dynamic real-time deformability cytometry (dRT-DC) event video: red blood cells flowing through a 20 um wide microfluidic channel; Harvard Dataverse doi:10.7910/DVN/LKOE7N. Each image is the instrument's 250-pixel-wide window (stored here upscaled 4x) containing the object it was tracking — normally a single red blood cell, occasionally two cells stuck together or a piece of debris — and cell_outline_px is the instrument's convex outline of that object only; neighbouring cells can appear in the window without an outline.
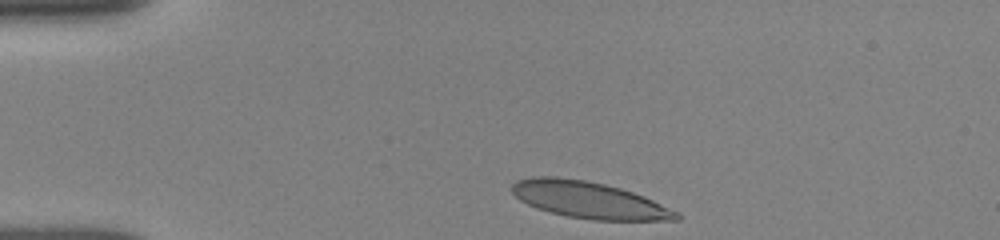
{"species": "human", "species_latin": "Homo sapiens", "temperature_condition": "room temperature", "stored_images_in_passage": 11, "camera_frame_rate_fps": 3000, "um_per_image_px": 0.085, "donor": {"sex": "female"}, "frame": {"image": 1, "passage_image": 1, "time_ms": 0.0, "image_size_px": [1000, 240], "cell_outline_px": [[680, 220], [592, 220], [568, 216], [536, 208], [520, 200], [512, 192], [512, 184], [516, 180], [532, 176], [556, 176], [584, 180], [604, 184], [620, 188], [644, 196], [680, 212]], "centroid_in_image_um": [50.07, 16.99], "position_along_channel_um": 34.9, "area_um2": 35.08}}
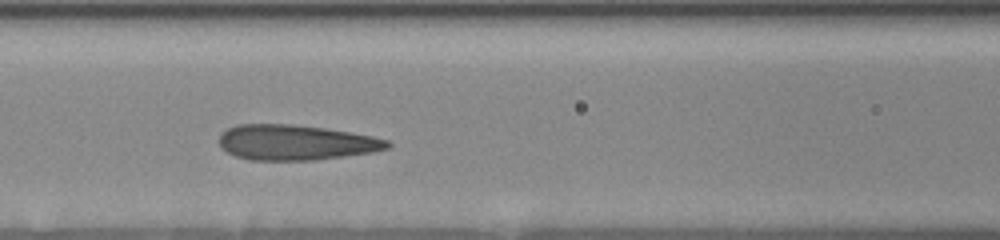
{"frame": {"image": 2, "passage_image": 7, "time_ms": 4.0, "image_size_px": [1000, 240], "cell_outline_px": [[392, 144], [388, 148], [372, 152], [316, 160], [252, 160], [236, 156], [220, 148], [220, 132], [236, 124], [292, 124], [324, 128], [352, 132], [372, 136], [388, 140]], "centroid_in_image_um": [25.12, 12.1], "position_along_channel_um": 141.5, "area_um2": 34.68}}
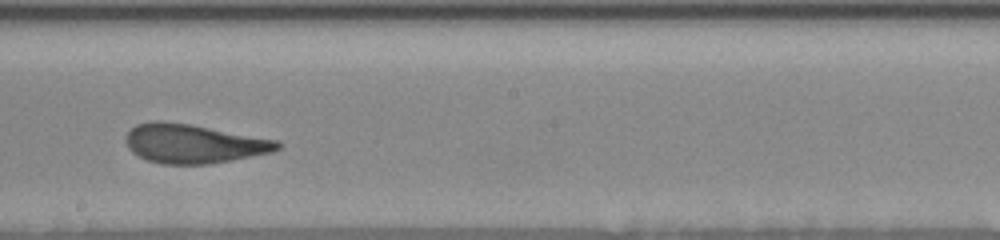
{"frame": {"image": 3, "passage_image": 10, "time_ms": 6.333, "image_size_px": [1000, 240], "cell_outline_px": [[284, 144], [280, 148], [272, 152], [232, 160], [208, 164], [160, 164], [148, 160], [132, 152], [128, 148], [124, 140], [128, 132], [136, 124], [156, 120], [164, 120], [192, 124], [280, 140]], "centroid_in_image_um": [16.48, 12.2], "position_along_channel_um": 231.7, "area_um2": 34.91}}